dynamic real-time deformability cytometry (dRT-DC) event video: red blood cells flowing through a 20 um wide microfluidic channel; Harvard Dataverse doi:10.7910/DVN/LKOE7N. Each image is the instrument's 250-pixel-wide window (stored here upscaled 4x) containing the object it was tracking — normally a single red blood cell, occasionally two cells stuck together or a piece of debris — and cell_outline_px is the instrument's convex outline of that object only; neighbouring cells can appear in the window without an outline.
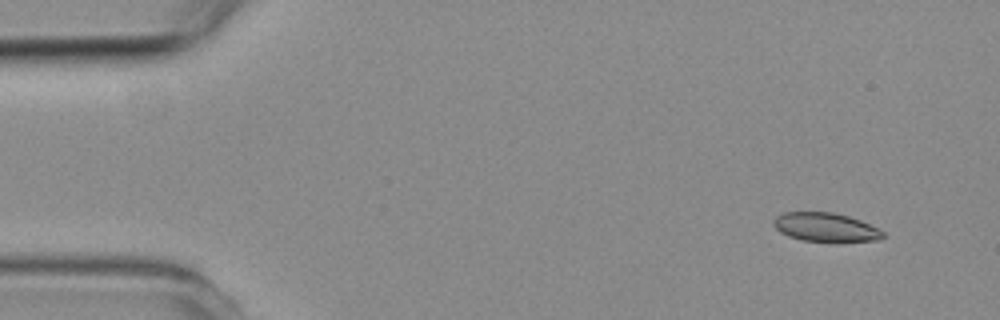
{"species": "common noctule bat (a hibernating species)", "species_latin": "Nyctalus noctula", "temperature_condition": "room temperature", "stored_images_in_passage": 3, "segment_of_instrument_passage": [2, 2], "camera_frame_rate_fps": 3000, "um_per_image_px": 0.085, "animal": {"sex": "female", "body_mass_g": 19.3, "forearm_length_mm": 54.1}, "frame": {"image": 1, "passage_image": 3, "time_ms": 5.333, "image_size_px": [1000, 320], "cell_outline_px": [[884, 236], [876, 240], [836, 244], [804, 240], [788, 236], [780, 232], [772, 224], [772, 220], [776, 216], [784, 212], [832, 212], [848, 216], [860, 220], [880, 228], [884, 232]], "centroid_in_image_um": [70.2, 19.35], "position_along_channel_um": 14.8, "area_um2": 19.02}}